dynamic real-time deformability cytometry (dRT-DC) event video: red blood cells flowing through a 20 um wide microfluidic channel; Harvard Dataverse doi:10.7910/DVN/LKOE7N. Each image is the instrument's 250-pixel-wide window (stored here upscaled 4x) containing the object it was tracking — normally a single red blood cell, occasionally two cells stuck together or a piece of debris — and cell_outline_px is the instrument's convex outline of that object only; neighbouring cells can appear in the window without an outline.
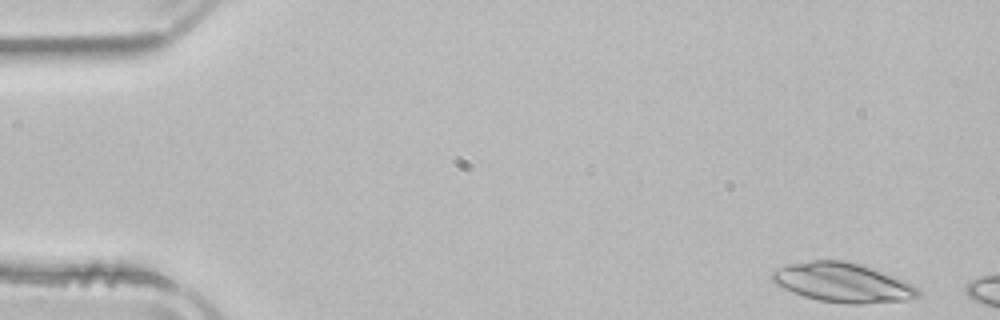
{"species": "common noctule bat (a hibernating species)", "species_latin": "Nyctalus noctula", "temperature_condition": "room temperature", "stored_images_in_passage": 8, "camera_frame_rate_fps": 3000, "um_per_image_px": 0.085, "animal": {"sex": "male", "body_mass_g": 21.5, "forearm_length_mm": 52.0}, "frame": {"image": 1, "passage_image": 1, "time_ms": 0.0, "image_size_px": [1000, 320], "cell_outline_px": [[920, 296], [904, 300], [860, 304], [848, 304], [820, 300], [804, 296], [792, 292], [776, 284], [772, 280], [772, 272], [776, 268], [788, 264], [812, 260], [840, 260], [856, 264], [904, 280], [912, 284], [920, 292]], "centroid_in_image_um": [71.59, 24.03], "position_along_channel_um": 13.4, "area_um2": 32.83}}